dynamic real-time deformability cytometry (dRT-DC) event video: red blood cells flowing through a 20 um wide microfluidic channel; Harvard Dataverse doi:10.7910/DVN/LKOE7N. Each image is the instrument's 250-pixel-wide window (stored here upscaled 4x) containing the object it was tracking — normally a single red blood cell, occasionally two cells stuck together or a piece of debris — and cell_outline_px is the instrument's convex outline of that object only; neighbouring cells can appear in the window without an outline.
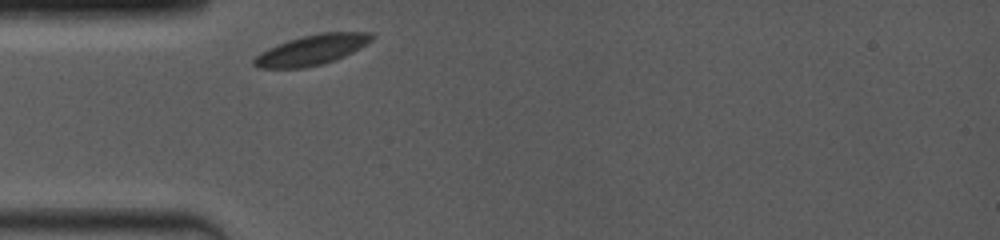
{"species": "common noctule bat (a hibernating species)", "species_latin": "Nyctalus noctula", "temperature_condition": "room temperature", "stored_images_in_passage": 3, "camera_frame_rate_fps": 4000, "um_per_image_px": 0.085, "animal": {"sex": "female", "body_mass_g": 19.0, "forearm_length_mm": 53.3}, "frame": {"image": 1, "passage_image": 1, "time_ms": 0.0, "image_size_px": [1000, 240], "cell_outline_px": [[376, 36], [372, 40], [360, 48], [344, 56], [320, 64], [304, 68], [256, 68], [252, 64], [252, 60], [260, 52], [268, 48], [288, 40], [300, 36], [320, 32], [372, 32]], "centroid_in_image_um": [26.48, 4.23], "position_along_channel_um": 58.5, "area_um2": 20.75}}
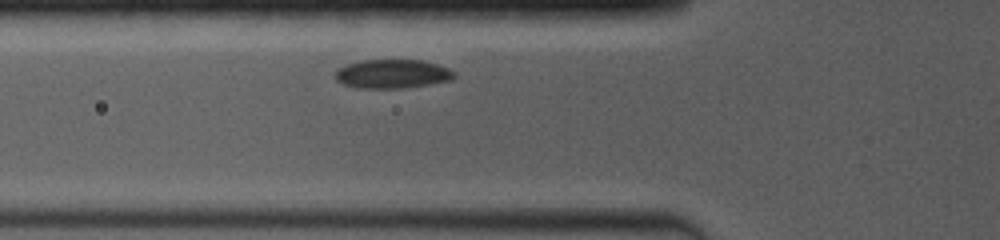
{"frame": {"image": 2, "passage_image": 3, "time_ms": 1.0, "image_size_px": [1000, 240], "cell_outline_px": [[456, 76], [452, 80], [404, 88], [360, 88], [344, 84], [336, 80], [336, 72], [340, 68], [348, 64], [364, 60], [424, 60], [448, 68], [456, 72]], "centroid_in_image_um": [33.4, 6.28], "position_along_channel_um": 92.4, "area_um2": 19.88}}